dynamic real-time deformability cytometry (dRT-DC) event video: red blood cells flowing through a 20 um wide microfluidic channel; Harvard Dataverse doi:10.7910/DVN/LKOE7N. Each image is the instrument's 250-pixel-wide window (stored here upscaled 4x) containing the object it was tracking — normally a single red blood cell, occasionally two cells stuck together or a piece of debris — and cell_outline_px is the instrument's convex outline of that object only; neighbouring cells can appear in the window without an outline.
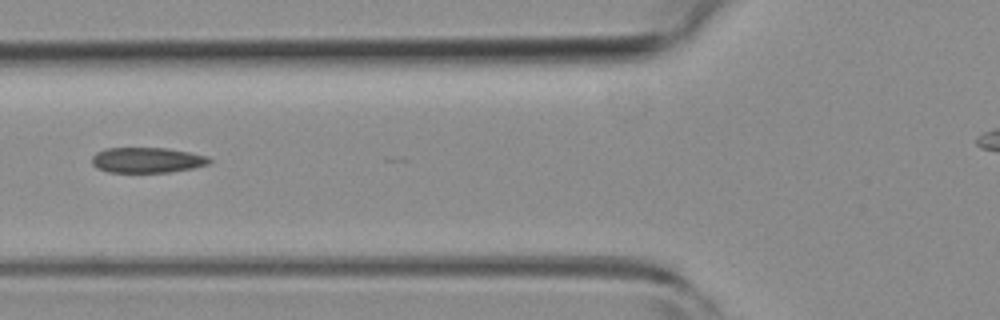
{"species": "common noctule bat (a hibernating species)", "species_latin": "Nyctalus noctula", "temperature_condition": "room temperature", "stored_images_in_passage": 3, "camera_frame_rate_fps": 3000, "um_per_image_px": 0.085, "animal": {"sex": "female", "body_mass_g": 19.3, "forearm_length_mm": 54.1}, "frame": {"image": 1, "passage_image": 3, "time_ms": 0.667, "image_size_px": [1000, 320], "cell_outline_px": [[212, 160], [208, 164], [192, 168], [172, 172], [108, 172], [96, 168], [92, 164], [92, 156], [96, 152], [104, 148], [168, 148], [208, 156]], "centroid_in_image_um": [12.48, 13.6], "position_along_channel_um": 113.3, "area_um2": 17.46}}